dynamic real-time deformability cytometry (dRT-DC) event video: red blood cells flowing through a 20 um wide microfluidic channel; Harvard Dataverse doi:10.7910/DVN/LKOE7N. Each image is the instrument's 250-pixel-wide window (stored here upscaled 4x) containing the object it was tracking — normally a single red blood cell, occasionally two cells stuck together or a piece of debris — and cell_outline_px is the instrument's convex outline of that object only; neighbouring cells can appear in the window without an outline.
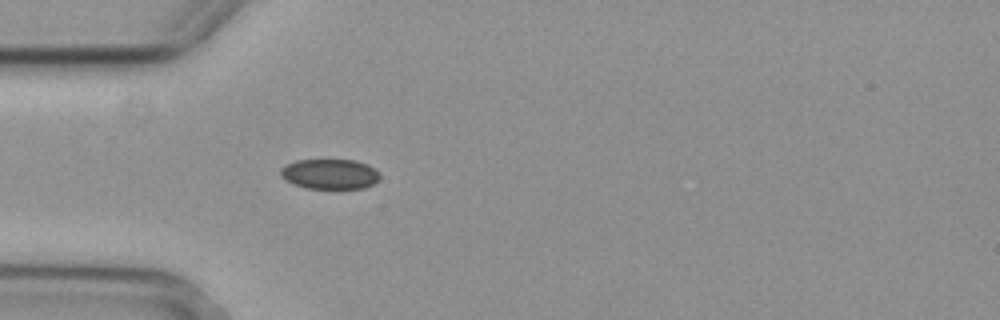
{"species": "common noctule bat (a hibernating species)", "species_latin": "Nyctalus noctula", "temperature_condition": "cold", "stored_images_in_passage": 1, "camera_frame_rate_fps": 3000, "um_per_image_px": 0.085, "animal": {"sex": "female", "body_mass_g": 29.2, "forearm_length_mm": 56.3}, "frame": {"image": 1, "passage_image": 1, "time_ms": 0.0, "image_size_px": [1000, 320], "cell_outline_px": [[380, 176], [372, 184], [364, 188], [308, 188], [296, 184], [280, 176], [280, 168], [284, 164], [296, 160], [356, 160], [368, 164]], "centroid_in_image_um": [28.0, 14.77], "position_along_channel_um": 57.0, "area_um2": 17.17}}